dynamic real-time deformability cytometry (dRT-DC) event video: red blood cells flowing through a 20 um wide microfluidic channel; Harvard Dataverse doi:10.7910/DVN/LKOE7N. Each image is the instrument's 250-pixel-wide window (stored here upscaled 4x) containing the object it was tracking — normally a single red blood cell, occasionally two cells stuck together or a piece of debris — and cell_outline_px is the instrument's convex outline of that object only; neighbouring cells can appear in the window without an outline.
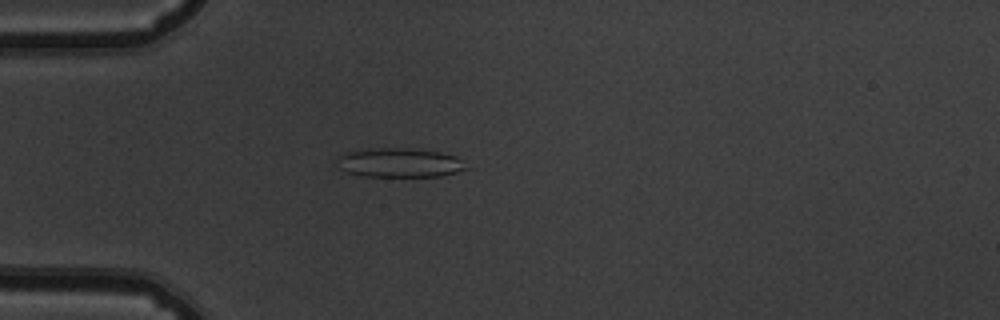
{"species": "common noctule bat (a hibernating species)", "species_latin": "Nyctalus noctula", "temperature_condition": "warm", "stored_images_in_passage": 53, "camera_frame_rate_fps": 3000, "um_per_image_px": 0.085, "animal": {"sex": "male", "body_mass_g": 19.5, "forearm_length_mm": 54.6}, "frame": {"image": 1, "passage_image": 15, "time_ms": 4.667, "image_size_px": [1000, 320], "cell_outline_px": [[468, 168], [456, 172], [440, 176], [364, 176], [348, 172], [340, 168], [336, 160], [340, 156], [348, 152], [376, 148], [404, 148], [440, 152], [456, 156]], "centroid_in_image_um": [33.96, 13.83], "position_along_channel_um": 51.0, "area_um2": 21.56}}
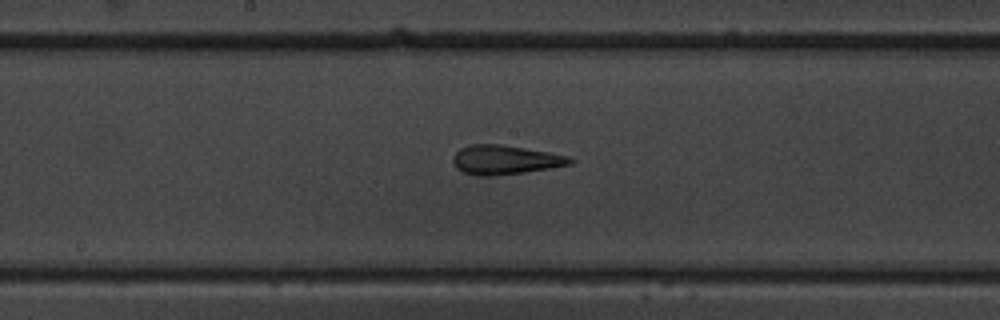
{"frame": {"image": 2, "passage_image": 28, "time_ms": 9.0, "image_size_px": [1000, 320], "cell_outline_px": [[576, 160], [572, 164], [524, 172], [496, 176], [476, 176], [464, 172], [456, 168], [452, 160], [452, 156], [460, 148], [472, 144], [500, 144], [548, 152], [568, 156]], "centroid_in_image_um": [42.91, 13.59], "position_along_channel_um": 205.3, "area_um2": 19.94}}
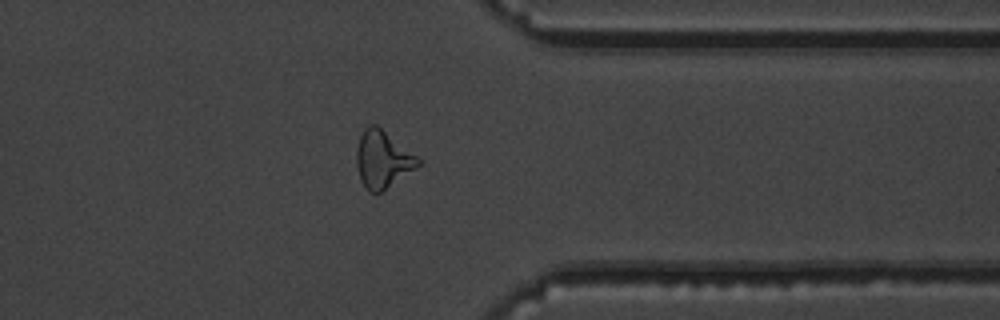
{"frame": {"image": 3, "passage_image": 42, "time_ms": 13.667, "image_size_px": [1000, 320], "cell_outline_px": [[424, 160], [416, 168], [380, 192], [368, 192], [360, 180], [356, 164], [356, 148], [360, 136], [364, 128], [368, 124], [376, 124]], "centroid_in_image_um": [32.53, 13.52], "position_along_channel_um": 378.9, "area_um2": 20.69}, "authors_computed_cell_mechanics": {"area_um2": 21.2126, "velocity_mm_per_s": 3.8494, "shape_relaxation_time_tau1_ms": null, "shape_relaxation_time_tau2_ms": 2.3952, "deformation_change_tau1": null, "deformation_change_tau2": 0.1369}}